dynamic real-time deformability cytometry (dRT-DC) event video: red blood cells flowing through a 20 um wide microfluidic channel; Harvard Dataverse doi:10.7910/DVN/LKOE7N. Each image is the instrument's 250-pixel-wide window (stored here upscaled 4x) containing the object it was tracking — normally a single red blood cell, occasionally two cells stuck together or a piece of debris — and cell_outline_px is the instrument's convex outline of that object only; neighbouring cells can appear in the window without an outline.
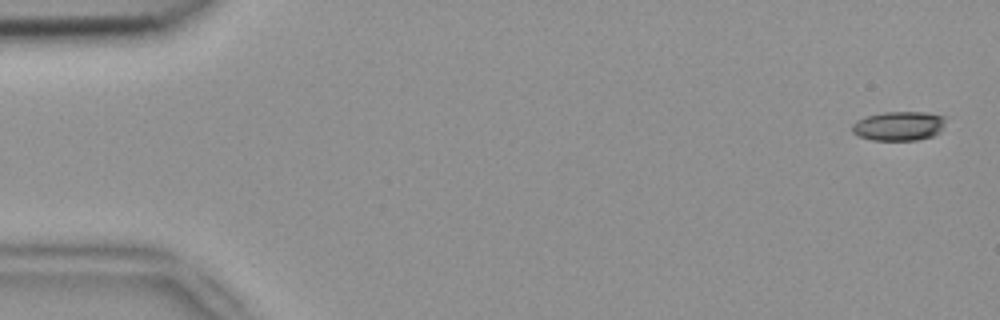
{"species": "common noctule bat (a hibernating species)", "species_latin": "Nyctalus noctula", "temperature_condition": "room temperature", "stored_images_in_passage": 4, "camera_frame_rate_fps": 3000, "um_per_image_px": 0.085, "animal": {"sex": "female", "body_mass_g": 18.4}, "frame": {"image": 1, "passage_image": 1, "time_ms": 0.0, "image_size_px": [1000, 320], "cell_outline_px": [[948, 116], [940, 132], [932, 136], [916, 140], [872, 140], [860, 136], [852, 132], [852, 124], [856, 120], [864, 116], [884, 112], [928, 112]], "centroid_in_image_um": [76.42, 10.69], "position_along_channel_um": 8.6, "area_um2": 16.18}}
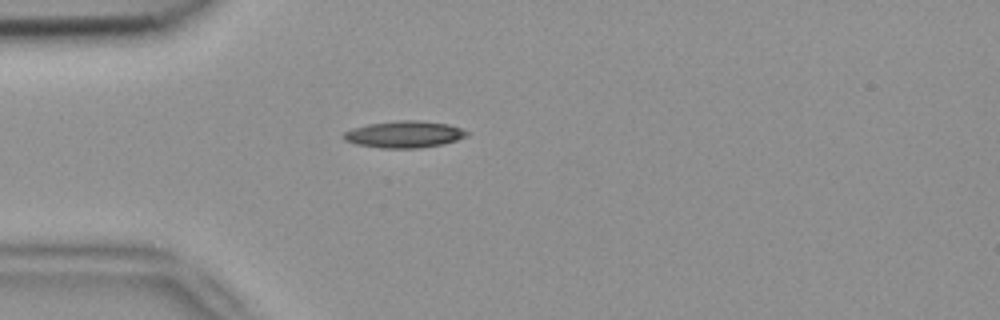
{"frame": {"image": 2, "passage_image": 4, "time_ms": 1.0, "image_size_px": [1000, 320], "cell_outline_px": [[468, 136], [456, 140], [440, 144], [420, 148], [380, 148], [356, 144], [344, 140], [340, 136], [344, 132], [352, 128], [368, 124], [400, 120], [416, 120], [448, 124], [460, 128], [468, 132]], "centroid_in_image_um": [34.31, 11.42], "position_along_channel_um": 50.7, "area_um2": 19.19}}